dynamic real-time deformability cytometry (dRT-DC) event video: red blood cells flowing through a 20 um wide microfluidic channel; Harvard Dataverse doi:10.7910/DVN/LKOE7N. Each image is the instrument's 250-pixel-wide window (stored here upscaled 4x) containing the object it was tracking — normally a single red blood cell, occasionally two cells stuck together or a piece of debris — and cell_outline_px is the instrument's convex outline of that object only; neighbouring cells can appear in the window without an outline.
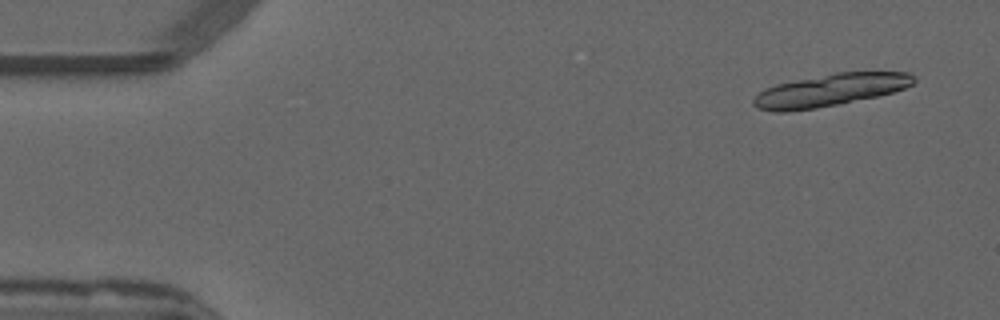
{"species": "common noctule bat (a hibernating species)", "species_latin": "Nyctalus noctula", "temperature_condition": "warm", "stored_images_in_passage": 10, "camera_frame_rate_fps": 3000, "um_per_image_px": 0.085, "animal": {"sex": "male", "forearm_length_mm": 52.5}, "frame": {"image": 1, "passage_image": 3, "time_ms": 0.667, "image_size_px": [1000, 320], "cell_outline_px": [[916, 80], [912, 84], [904, 88], [892, 92], [876, 96], [816, 108], [788, 112], [776, 112], [760, 108], [752, 104], [752, 100], [764, 88], [776, 84], [836, 72], [908, 72], [916, 76]], "centroid_in_image_um": [70.55, 7.65], "position_along_channel_um": 14.4, "area_um2": 29.88}}